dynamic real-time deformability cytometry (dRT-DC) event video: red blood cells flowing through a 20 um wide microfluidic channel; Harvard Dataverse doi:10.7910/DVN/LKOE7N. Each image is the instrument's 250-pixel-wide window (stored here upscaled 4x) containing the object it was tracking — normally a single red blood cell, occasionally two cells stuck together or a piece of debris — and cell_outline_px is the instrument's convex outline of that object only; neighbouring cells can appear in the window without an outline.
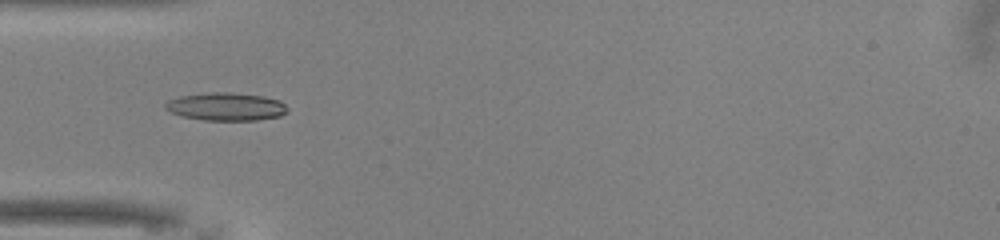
{"species": "common noctule bat (a hibernating species)", "species_latin": "Nyctalus noctula", "temperature_condition": "warm", "stored_images_in_passage": 40, "camera_frame_rate_fps": 3000, "um_per_image_px": 0.085, "animal": {"sex": "male", "body_mass_g": 13.0, "forearm_length_mm": 53.1}, "frame": {"image": 1, "passage_image": 5, "time_ms": 1.333, "image_size_px": [1000, 240], "cell_outline_px": [[288, 112], [280, 116], [256, 120], [204, 120], [184, 116], [172, 112], [164, 108], [164, 104], [168, 100], [180, 96], [212, 92], [228, 92], [264, 96], [280, 100], [288, 108]], "centroid_in_image_um": [19.24, 9.06], "position_along_channel_um": 65.8, "area_um2": 19.83}}
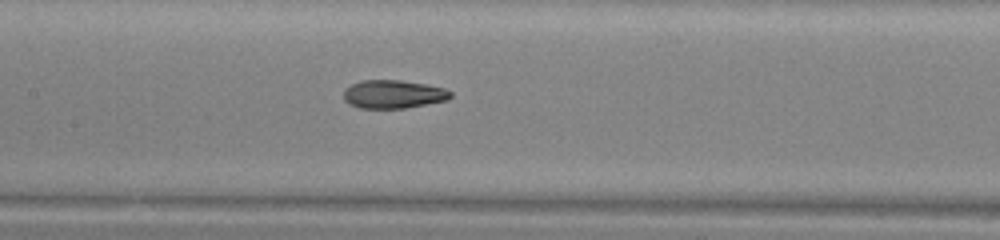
{"frame": {"image": 2, "passage_image": 13, "time_ms": 4.0, "image_size_px": [1000, 240], "cell_outline_px": [[452, 96], [448, 100], [404, 108], [360, 108], [348, 104], [344, 100], [344, 88], [360, 80], [400, 80], [424, 84], [444, 88], [452, 92]], "centroid_in_image_um": [33.41, 8.01], "position_along_channel_um": 174.0, "area_um2": 17.69}}
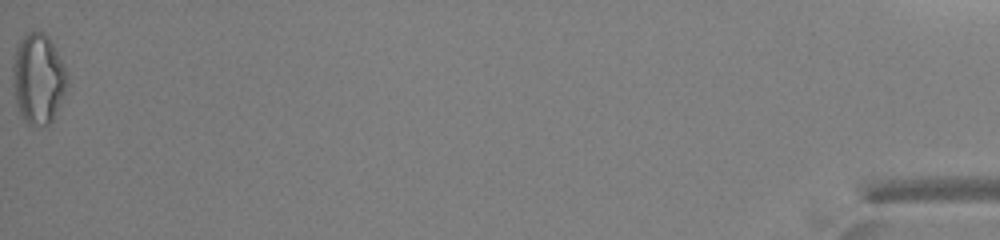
{"frame": {"image": 3, "passage_image": 40, "time_ms": 13.0, "image_size_px": [1000, 240], "cell_outline_px": [[68, 84], [52, 120], [48, 124], [28, 124], [20, 116], [16, 104], [12, 76], [12, 68], [16, 48], [20, 40], [28, 32], [44, 32], [48, 36], [64, 64], [68, 72]], "centroid_in_image_um": [3.25, 6.67], "position_along_channel_um": 432.0, "area_um2": 28.5}, "authors_computed_cell_mechanics": {"area_um2": 18.4093, "velocity_mm_per_s": 4.056, "shape_relaxation_time_tau1_ms": null, "shape_relaxation_time_tau2_ms": 2.2977, "deformation_change_tau1": null, "deformation_change_tau2": 0.0963}}